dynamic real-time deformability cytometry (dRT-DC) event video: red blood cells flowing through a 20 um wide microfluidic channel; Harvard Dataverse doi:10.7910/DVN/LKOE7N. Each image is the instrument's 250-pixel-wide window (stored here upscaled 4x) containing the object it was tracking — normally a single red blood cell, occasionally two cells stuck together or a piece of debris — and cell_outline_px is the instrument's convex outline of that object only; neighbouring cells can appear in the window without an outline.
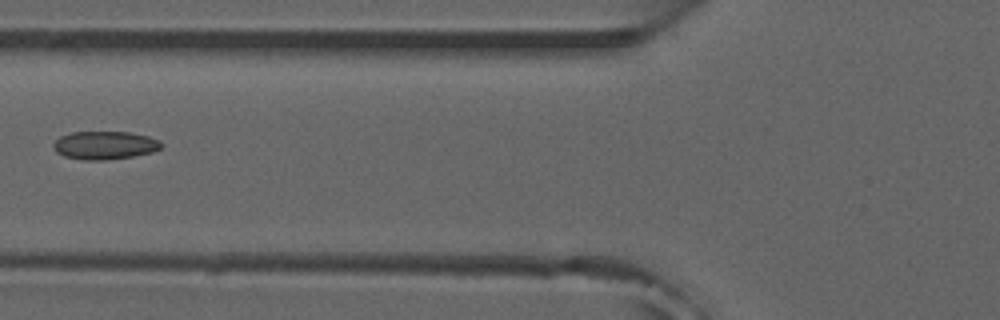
{"species": "common noctule bat (a hibernating species)", "species_latin": "Nyctalus noctula", "temperature_condition": "room temperature", "stored_images_in_passage": 4, "camera_frame_rate_fps": 3000, "um_per_image_px": 0.085, "animal": {"sex": "male", "forearm_length_mm": 52.5}, "frame": {"image": 1, "passage_image": 4, "time_ms": 1.0, "image_size_px": [1000, 320], "cell_outline_px": [[164, 144], [160, 148], [152, 152], [132, 156], [108, 160], [84, 160], [64, 156], [56, 152], [52, 144], [60, 136], [72, 132], [128, 132], [148, 136], [160, 140]], "centroid_in_image_um": [8.91, 12.35], "position_along_channel_um": 116.9, "area_um2": 17.74}}